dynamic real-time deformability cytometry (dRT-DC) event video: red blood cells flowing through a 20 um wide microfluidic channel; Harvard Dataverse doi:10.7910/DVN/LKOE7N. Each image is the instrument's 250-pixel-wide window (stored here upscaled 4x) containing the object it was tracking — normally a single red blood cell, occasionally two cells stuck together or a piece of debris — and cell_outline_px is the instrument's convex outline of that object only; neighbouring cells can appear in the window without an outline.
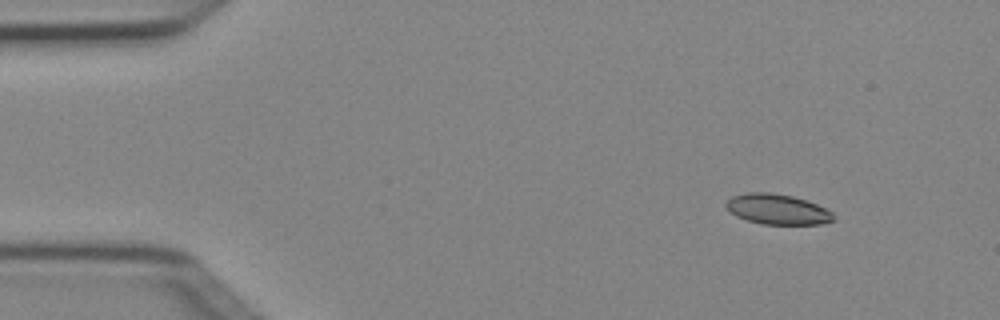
{"species": "Egyptian fruit bat (a non-hibernating species)", "species_latin": "Rousettus aegyptiacus", "temperature_condition": "cold", "stored_images_in_passage": 5, "camera_frame_rate_fps": 3000, "um_per_image_px": 0.085, "animal": {"sex": "female"}, "frame": {"image": 1, "passage_image": 1, "time_ms": 0.0, "image_size_px": [1000, 320], "cell_outline_px": [[836, 220], [820, 224], [760, 224], [736, 216], [724, 204], [732, 196], [748, 192], [768, 192], [792, 196], [816, 204], [832, 212], [836, 216]], "centroid_in_image_um": [66.1, 17.79], "position_along_channel_um": 18.9, "area_um2": 18.84}}
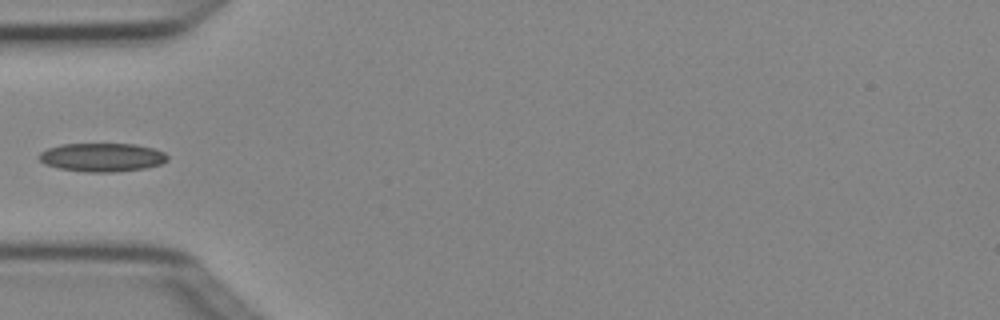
{"frame": {"image": 2, "passage_image": 4, "time_ms": 1.0, "image_size_px": [1000, 320], "cell_outline_px": [[168, 160], [160, 164], [144, 168], [112, 172], [88, 172], [60, 168], [44, 164], [36, 156], [40, 152], [48, 148], [60, 144], [136, 144], [152, 148], [164, 152], [168, 156]], "centroid_in_image_um": [8.65, 13.36], "position_along_channel_um": 76.3, "area_um2": 21.33}}
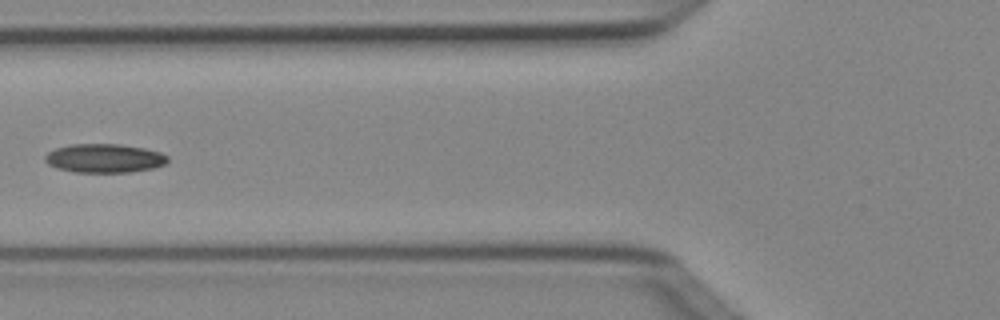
{"frame": {"image": 3, "passage_image": 5, "time_ms": 1.333, "image_size_px": [1000, 320], "cell_outline_px": [[168, 160], [164, 164], [152, 168], [132, 172], [76, 172], [56, 168], [48, 164], [44, 160], [44, 156], [48, 152], [56, 148], [72, 144], [120, 144], [144, 148], [160, 152], [168, 156]], "centroid_in_image_um": [8.86, 13.45], "position_along_channel_um": 116.9, "area_um2": 20.58}}